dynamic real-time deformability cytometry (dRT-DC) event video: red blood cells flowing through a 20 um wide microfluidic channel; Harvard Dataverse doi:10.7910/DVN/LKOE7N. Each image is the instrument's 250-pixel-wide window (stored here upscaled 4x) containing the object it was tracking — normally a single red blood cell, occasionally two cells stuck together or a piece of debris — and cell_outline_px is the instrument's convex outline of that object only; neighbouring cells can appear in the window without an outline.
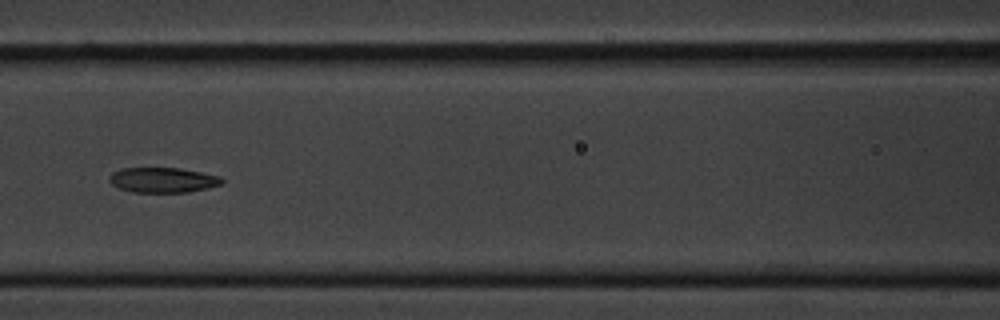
{"species": "common noctule bat (a hibernating species)", "species_latin": "Nyctalus noctula", "temperature_condition": "cold", "stored_images_in_passage": 9, "camera_frame_rate_fps": 3000, "um_per_image_px": 0.085, "animal": {"sex": "male", "body_mass_g": 20.1, "forearm_length_mm": 53.5}, "frame": {"image": 1, "passage_image": 6, "time_ms": 1.667, "image_size_px": [1000, 320], "cell_outline_px": [[224, 180], [220, 184], [208, 188], [188, 192], [132, 192], [120, 188], [112, 184], [108, 180], [112, 172], [120, 168], [180, 168], [220, 176]], "centroid_in_image_um": [13.83, 15.3], "position_along_channel_um": 152.8, "area_um2": 16.42}}
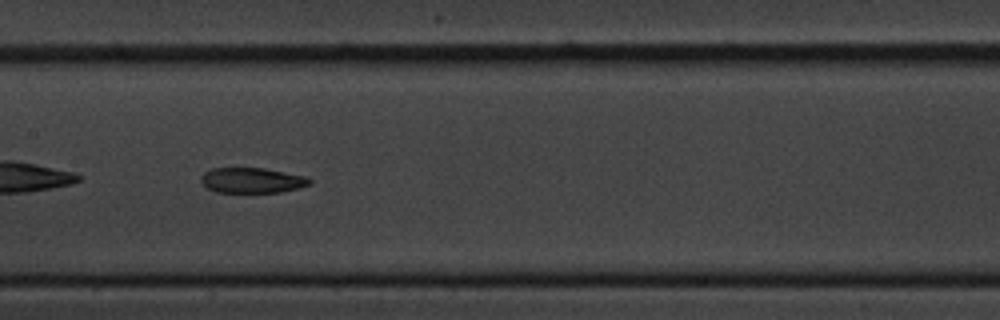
{"frame": {"image": 2, "passage_image": 7, "time_ms": 2.0, "image_size_px": [1000, 320], "cell_outline_px": [[312, 180], [308, 184], [296, 188], [280, 192], [216, 192], [208, 188], [200, 180], [200, 176], [204, 172], [212, 168], [264, 168], [308, 176]], "centroid_in_image_um": [21.41, 15.31], "position_along_channel_um": 186.0, "area_um2": 15.95}}
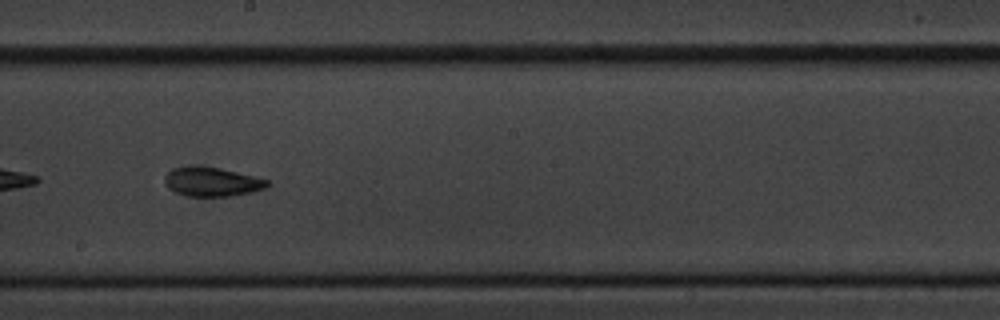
{"frame": {"image": 3, "passage_image": 8, "time_ms": 2.333, "image_size_px": [1000, 320], "cell_outline_px": [[272, 184], [264, 188], [252, 192], [228, 196], [188, 196], [176, 192], [168, 188], [164, 184], [164, 176], [172, 168], [220, 168], [268, 180]], "centroid_in_image_um": [18.02, 15.48], "position_along_channel_um": 230.2, "area_um2": 16.88}}